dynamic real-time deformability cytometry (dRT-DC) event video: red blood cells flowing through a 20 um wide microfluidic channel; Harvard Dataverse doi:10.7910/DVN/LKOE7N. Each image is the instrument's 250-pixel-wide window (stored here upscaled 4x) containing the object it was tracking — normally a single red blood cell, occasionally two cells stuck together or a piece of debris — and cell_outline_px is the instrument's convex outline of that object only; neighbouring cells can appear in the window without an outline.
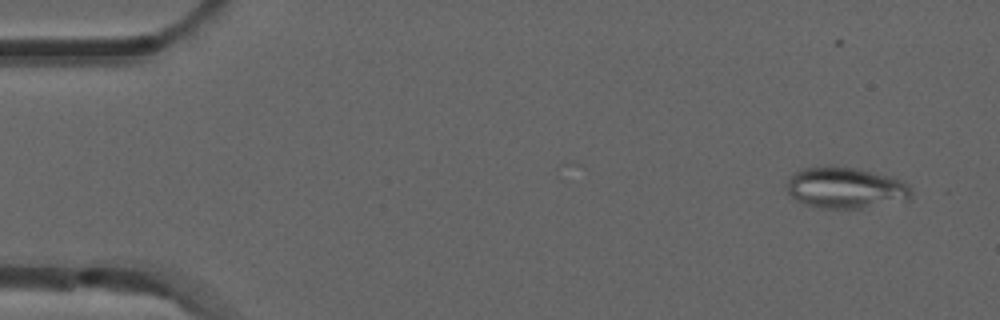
{"species": "common noctule bat (a hibernating species)", "species_latin": "Nyctalus noctula", "temperature_condition": "room temperature", "stored_images_in_passage": 7, "camera_frame_rate_fps": 3000, "um_per_image_px": 0.085, "animal": {"sex": "male", "forearm_length_mm": 52.5}, "frame": {"image": 1, "passage_image": 1, "time_ms": 0.0, "image_size_px": [1000, 320], "cell_outline_px": [[912, 196], [908, 200], [860, 208], [820, 208], [804, 204], [796, 200], [788, 192], [788, 176], [804, 168], [828, 164], [856, 168], [888, 176], [900, 180], [908, 184], [912, 192]], "centroid_in_image_um": [71.85, 15.95], "position_along_channel_um": 13.1, "area_um2": 30.0}}